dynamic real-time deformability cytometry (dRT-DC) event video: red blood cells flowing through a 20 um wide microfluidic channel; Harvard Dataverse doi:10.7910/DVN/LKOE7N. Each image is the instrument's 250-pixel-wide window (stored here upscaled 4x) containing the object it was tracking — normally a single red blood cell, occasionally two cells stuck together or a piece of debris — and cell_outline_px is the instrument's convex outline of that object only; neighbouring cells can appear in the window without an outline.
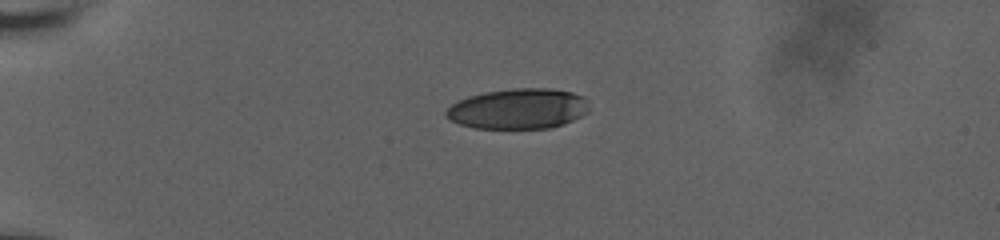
{"species": "human", "species_latin": "Homo sapiens", "temperature_condition": "room temperature", "stored_images_in_passage": 9, "camera_frame_rate_fps": 3000, "um_per_image_px": 0.085, "donor": {"sex": "male"}, "frame": {"image": 1, "passage_image": 1, "time_ms": 0.0, "image_size_px": [1000, 240], "cell_outline_px": [[588, 112], [564, 124], [548, 128], [476, 128], [460, 124], [444, 116], [444, 112], [452, 104], [468, 96], [484, 92], [512, 88], [548, 88], [572, 92], [584, 96], [588, 100]], "centroid_in_image_um": [44.06, 9.23], "position_along_channel_um": 40.9, "area_um2": 33.7}}
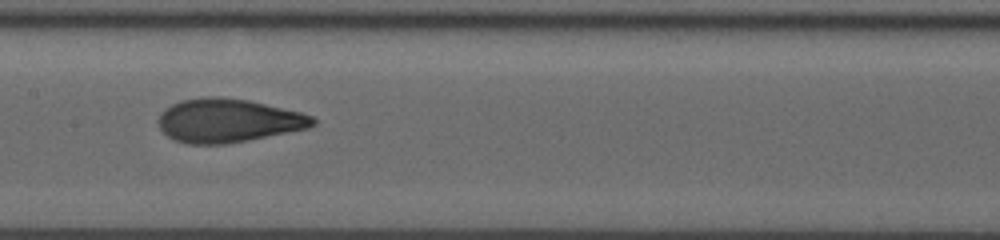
{"frame": {"image": 2, "passage_image": 6, "time_ms": 5.333, "image_size_px": [1000, 240], "cell_outline_px": [[316, 124], [308, 128], [248, 140], [224, 144], [188, 144], [176, 140], [168, 136], [160, 128], [160, 112], [164, 108], [180, 100], [204, 96], [220, 96], [248, 100], [300, 112], [312, 116], [316, 120]], "centroid_in_image_um": [19.38, 10.23], "position_along_channel_um": 188.0, "area_um2": 39.13}}
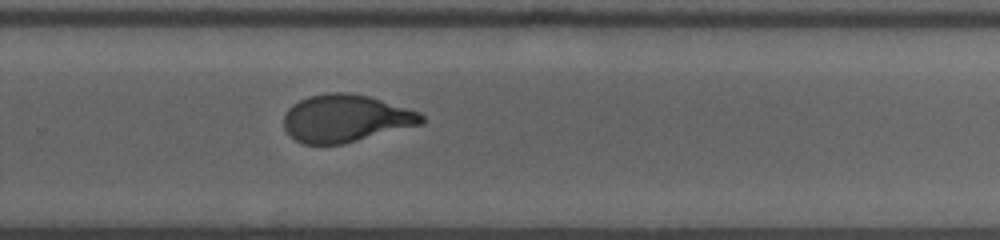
{"frame": {"image": 3, "passage_image": 9, "time_ms": 8.333, "image_size_px": [1000, 240], "cell_outline_px": [[428, 120], [424, 124], [344, 144], [304, 144], [296, 140], [284, 128], [284, 112], [292, 104], [308, 96], [328, 92], [348, 92], [368, 96], [420, 112]], "centroid_in_image_um": [29.41, 10.06], "position_along_channel_um": 300.4, "area_um2": 38.38}}